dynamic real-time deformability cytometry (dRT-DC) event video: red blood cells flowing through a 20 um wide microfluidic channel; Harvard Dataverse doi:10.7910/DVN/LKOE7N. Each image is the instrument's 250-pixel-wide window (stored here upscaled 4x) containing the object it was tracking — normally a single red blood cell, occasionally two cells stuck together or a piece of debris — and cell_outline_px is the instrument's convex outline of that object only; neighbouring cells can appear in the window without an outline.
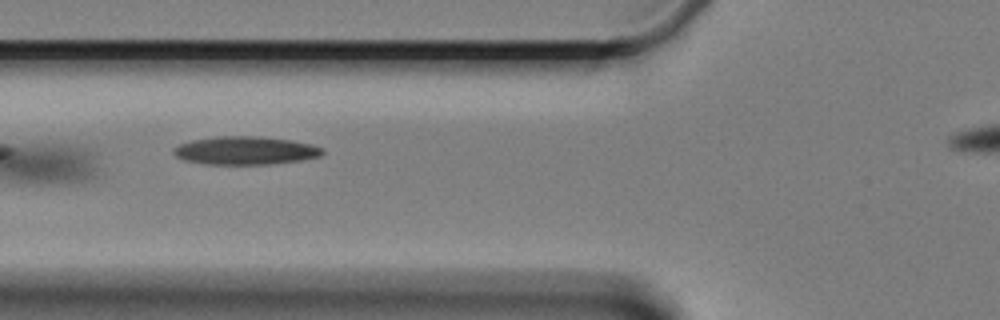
{"species": "Egyptian fruit bat (a non-hibernating species)", "species_latin": "Rousettus aegyptiacus", "temperature_condition": "cold", "stored_images_in_passage": 6, "camera_frame_rate_fps": 3000, "um_per_image_px": 0.085, "animal": {"sex": "female"}, "frame": {"image": 1, "passage_image": 3, "time_ms": 2.0, "image_size_px": [1000, 320], "cell_outline_px": [[324, 152], [320, 156], [300, 160], [268, 164], [208, 164], [184, 160], [176, 156], [172, 152], [172, 148], [180, 144], [192, 140], [216, 136], [260, 136], [292, 140], [312, 144], [324, 148]], "centroid_in_image_um": [20.86, 12.78], "position_along_channel_um": 104.9, "area_um2": 24.51}}
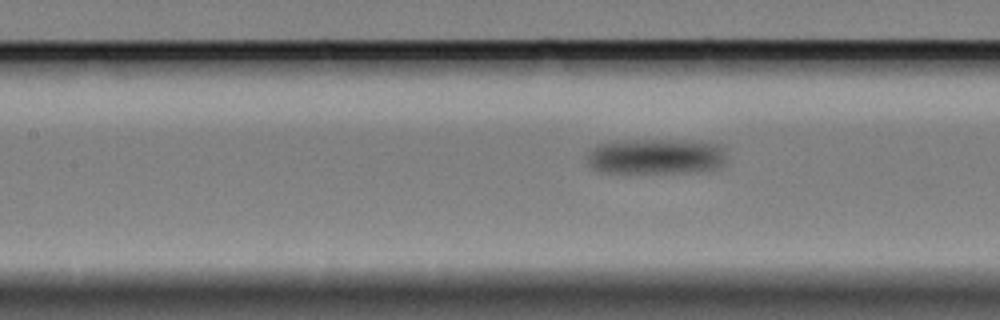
{"frame": {"image": 2, "passage_image": 6, "time_ms": 6.667, "image_size_px": [1000, 320], "cell_outline_px": [[728, 148], [724, 164], [720, 168], [688, 172], [600, 172], [592, 168], [588, 164], [588, 152], [596, 144], [624, 140], [700, 140], [724, 144]], "centroid_in_image_um": [55.85, 13.27], "position_along_channel_um": 151.5, "area_um2": 29.59}}